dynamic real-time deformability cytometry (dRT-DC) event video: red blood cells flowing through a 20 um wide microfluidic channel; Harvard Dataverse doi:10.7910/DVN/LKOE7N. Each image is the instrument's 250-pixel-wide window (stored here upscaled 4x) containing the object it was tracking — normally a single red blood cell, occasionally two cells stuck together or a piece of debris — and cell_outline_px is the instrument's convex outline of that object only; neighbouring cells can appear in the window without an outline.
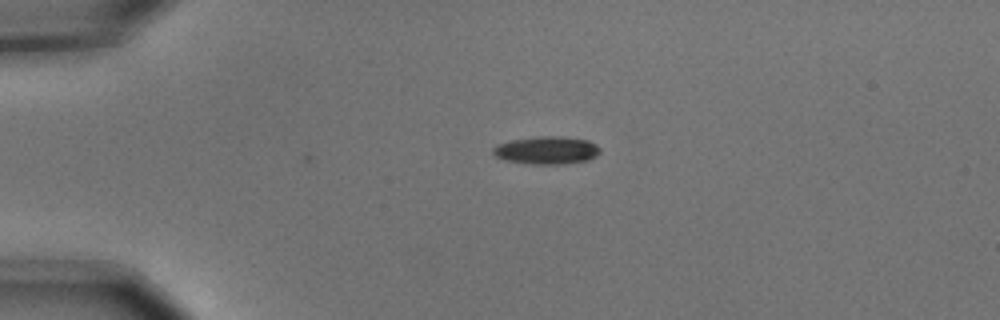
{"species": "common noctule bat (a hibernating species)", "species_latin": "Nyctalus noctula", "temperature_condition": "cold", "stored_images_in_passage": 2, "camera_frame_rate_fps": 3000, "um_per_image_px": 0.085, "animal": {"sex": "male", "body_mass_g": 15.6}, "frame": {"image": 1, "passage_image": 1, "time_ms": 0.0, "image_size_px": [1000, 320], "cell_outline_px": [[600, 152], [596, 156], [588, 160], [564, 164], [532, 164], [504, 160], [496, 156], [492, 152], [492, 148], [500, 144], [512, 140], [536, 136], [560, 136], [588, 140], [596, 144], [600, 148]], "centroid_in_image_um": [46.49, 12.77], "position_along_channel_um": 38.5, "area_um2": 17.34}}